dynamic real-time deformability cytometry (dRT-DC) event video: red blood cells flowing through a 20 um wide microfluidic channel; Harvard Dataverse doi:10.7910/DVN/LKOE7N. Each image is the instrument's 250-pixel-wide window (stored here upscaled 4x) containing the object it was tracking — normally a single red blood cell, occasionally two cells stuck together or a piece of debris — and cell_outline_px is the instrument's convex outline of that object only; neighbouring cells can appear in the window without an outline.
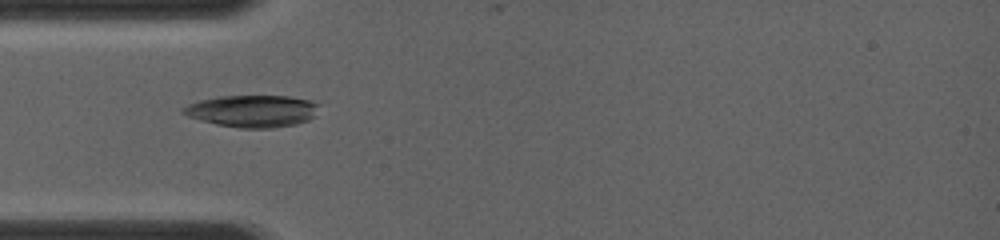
{"species": "common noctule bat (a hibernating species)", "species_latin": "Nyctalus noctula", "temperature_condition": "room temperature", "stored_images_in_passage": 20, "camera_frame_rate_fps": 4000, "um_per_image_px": 0.085, "animal": {"sex": "female", "body_mass_g": 19.0, "forearm_length_mm": 56.7}, "frame": {"image": 1, "passage_image": 9, "time_ms": 3.75, "image_size_px": [1000, 240], "cell_outline_px": [[320, 104], [316, 116], [308, 120], [296, 124], [272, 128], [240, 128], [216, 124], [200, 120], [188, 116], [180, 112], [180, 108], [188, 104], [200, 100], [216, 96], [292, 96], [308, 100]], "centroid_in_image_um": [21.45, 9.43], "position_along_channel_um": 63.5, "area_um2": 25.61}}
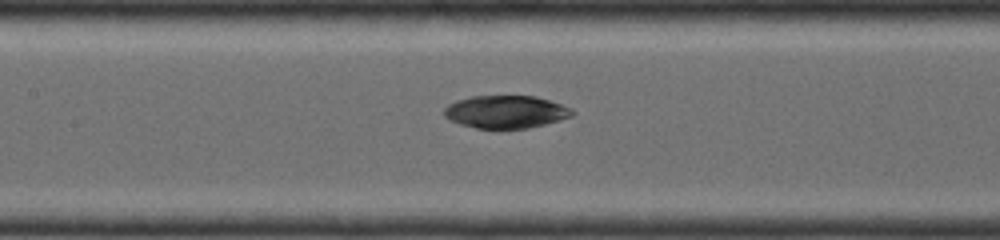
{"frame": {"image": 2, "passage_image": 15, "time_ms": 6.0, "image_size_px": [1000, 240], "cell_outline_px": [[576, 112], [572, 116], [544, 124], [528, 128], [476, 128], [460, 124], [444, 116], [444, 108], [448, 104], [456, 100], [472, 96], [536, 96], [572, 108]], "centroid_in_image_um": [42.99, 9.5], "position_along_channel_um": 164.4, "area_um2": 24.28}}
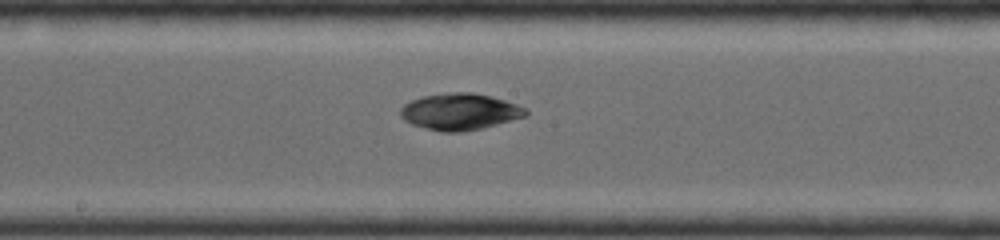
{"frame": {"image": 3, "passage_image": 18, "time_ms": 7.0, "image_size_px": [1000, 240], "cell_outline_px": [[528, 116], [480, 128], [460, 132], [440, 132], [412, 124], [404, 120], [400, 116], [400, 108], [404, 104], [412, 100], [424, 96], [452, 92], [472, 92], [492, 96], [528, 108]], "centroid_in_image_um": [39.1, 9.49], "position_along_channel_um": 209.1, "area_um2": 26.65}}